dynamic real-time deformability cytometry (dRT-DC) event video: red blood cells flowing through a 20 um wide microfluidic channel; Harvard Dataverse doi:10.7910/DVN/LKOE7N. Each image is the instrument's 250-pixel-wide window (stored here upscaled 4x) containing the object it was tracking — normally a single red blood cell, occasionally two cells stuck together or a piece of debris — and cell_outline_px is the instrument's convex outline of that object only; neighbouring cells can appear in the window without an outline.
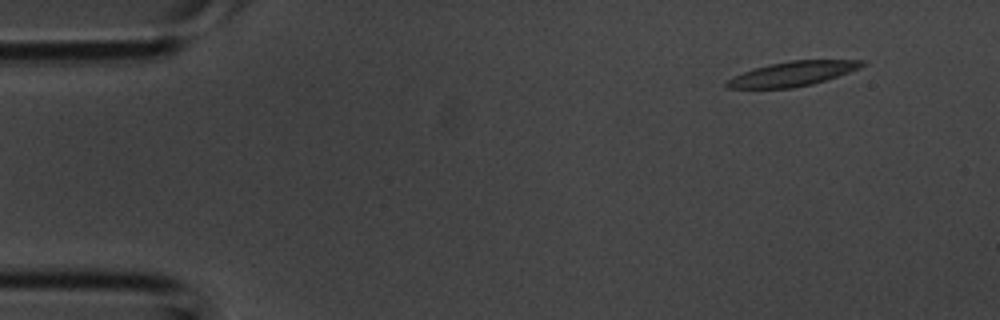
{"species": "common noctule bat (a hibernating species)", "species_latin": "Nyctalus noctula", "temperature_condition": "room temperature", "stored_images_in_passage": 3, "camera_frame_rate_fps": 3000, "um_per_image_px": 0.085, "animal": {"sex": "male", "body_mass_g": 20.1, "forearm_length_mm": 53.5}, "frame": {"image": 1, "passage_image": 1, "time_ms": 0.0, "image_size_px": [1000, 320], "cell_outline_px": [[868, 64], [860, 68], [812, 84], [792, 88], [724, 88], [724, 84], [728, 80], [744, 72], [768, 64], [792, 60], [864, 60]], "centroid_in_image_um": [67.39, 6.26], "position_along_channel_um": 17.6, "area_um2": 19.13}}